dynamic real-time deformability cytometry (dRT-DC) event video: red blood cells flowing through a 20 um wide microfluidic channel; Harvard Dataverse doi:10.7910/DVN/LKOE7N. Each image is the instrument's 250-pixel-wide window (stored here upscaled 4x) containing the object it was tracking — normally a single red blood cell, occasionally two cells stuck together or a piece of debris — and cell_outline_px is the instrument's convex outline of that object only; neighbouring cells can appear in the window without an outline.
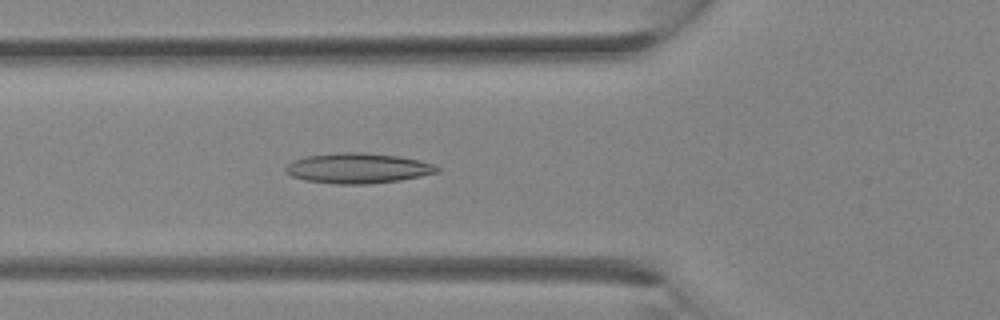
{"species": "Egyptian fruit bat (a non-hibernating species)", "species_latin": "Rousettus aegyptiacus", "temperature_condition": "room temperature", "stored_images_in_passage": 9, "camera_frame_rate_fps": 3000, "um_per_image_px": 0.085, "animal": {"sex": "female"}, "frame": {"image": 1, "passage_image": 3, "time_ms": 0.667, "image_size_px": [1000, 320], "cell_outline_px": [[440, 172], [400, 180], [368, 184], [336, 184], [304, 180], [292, 176], [284, 172], [284, 168], [292, 160], [304, 156], [336, 152], [360, 152], [400, 156], [420, 160], [432, 164], [440, 168]], "centroid_in_image_um": [30.39, 14.29], "position_along_channel_um": 95.4, "area_um2": 26.93}}
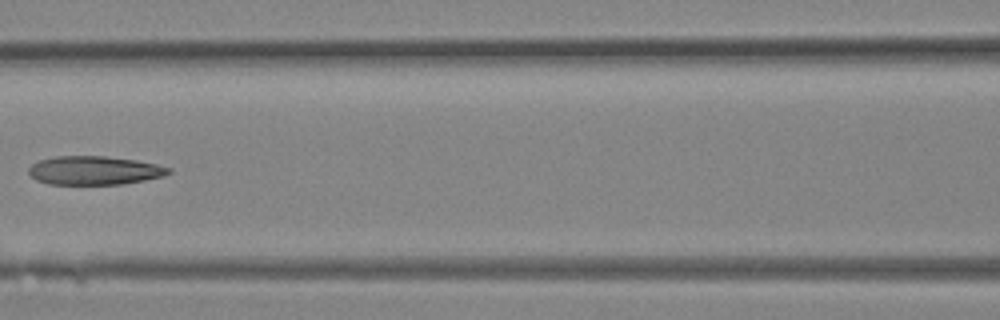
{"frame": {"image": 2, "passage_image": 6, "time_ms": 1.667, "image_size_px": [1000, 320], "cell_outline_px": [[172, 172], [164, 176], [124, 184], [48, 184], [36, 180], [28, 172], [28, 168], [32, 164], [40, 160], [56, 156], [104, 156], [136, 160], [156, 164], [172, 168]], "centroid_in_image_um": [8.04, 14.49], "position_along_channel_um": 158.6, "area_um2": 23.41}}
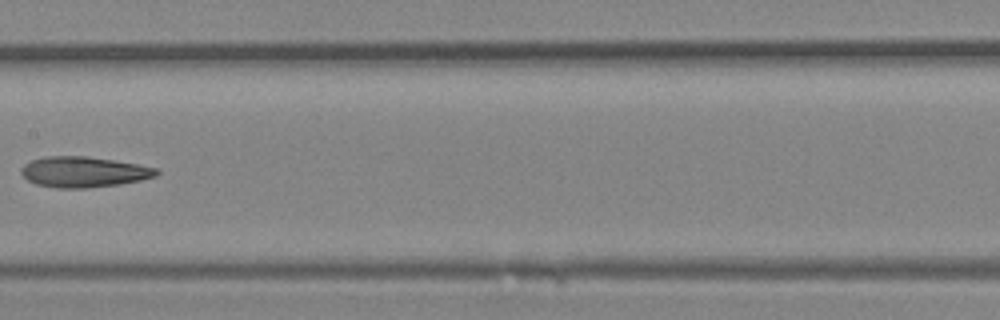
{"frame": {"image": 3, "passage_image": 8, "time_ms": 2.333, "image_size_px": [1000, 320], "cell_outline_px": [[160, 172], [156, 176], [140, 180], [120, 184], [88, 188], [56, 188], [36, 184], [28, 180], [20, 172], [20, 168], [24, 164], [32, 160], [48, 156], [84, 156], [112, 160], [136, 164], [156, 168]], "centroid_in_image_um": [7.09, 14.62], "position_along_channel_um": 200.3, "area_um2": 23.99}}